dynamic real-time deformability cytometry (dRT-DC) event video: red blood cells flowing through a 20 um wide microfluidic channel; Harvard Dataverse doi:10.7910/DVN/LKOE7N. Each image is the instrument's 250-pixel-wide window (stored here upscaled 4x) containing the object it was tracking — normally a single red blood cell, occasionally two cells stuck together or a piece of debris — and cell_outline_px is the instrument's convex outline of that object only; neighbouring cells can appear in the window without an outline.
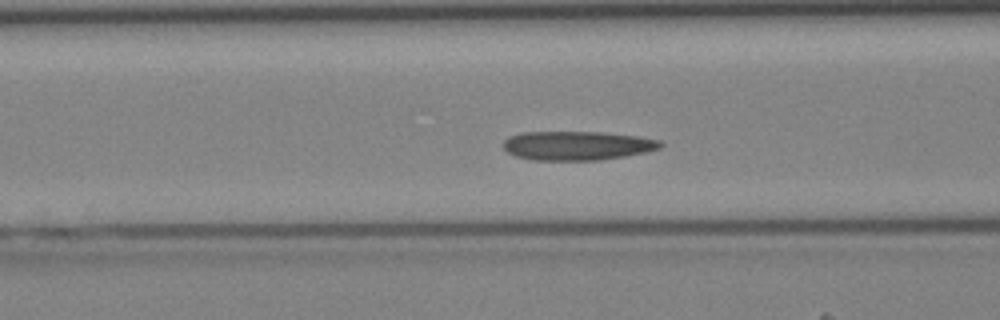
{"species": "Egyptian fruit bat (a non-hibernating species)", "species_latin": "Rousettus aegyptiacus", "temperature_condition": "cold", "stored_images_in_passage": 42, "camera_frame_rate_fps": 3000, "um_per_image_px": 0.085, "animal": {"sex": "female"}, "frame": {"image": 1, "passage_image": 17, "time_ms": 5.333, "image_size_px": [1000, 320], "cell_outline_px": [[664, 144], [660, 148], [648, 152], [600, 160], [532, 160], [516, 156], [508, 152], [504, 148], [504, 140], [508, 136], [524, 132], [604, 132], [636, 136], [660, 140]], "centroid_in_image_um": [49.08, 12.37], "position_along_channel_um": 117.5, "area_um2": 26.65}}
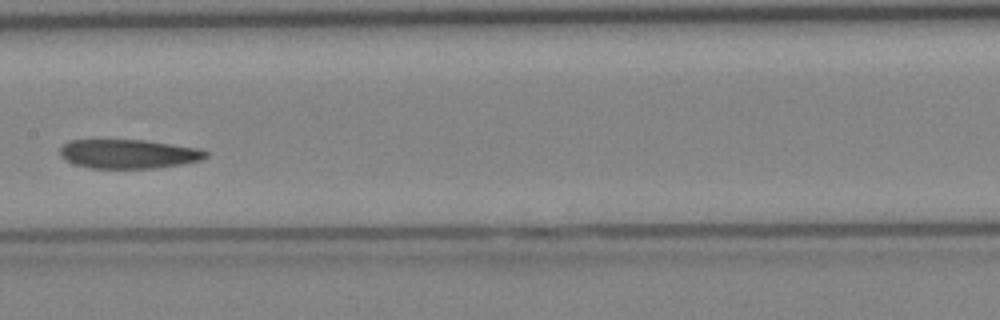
{"frame": {"image": 2, "passage_image": 22, "time_ms": 7.0, "image_size_px": [1000, 320], "cell_outline_px": [[208, 156], [200, 160], [180, 164], [156, 168], [88, 168], [64, 160], [60, 156], [60, 148], [68, 140], [144, 140], [200, 148], [208, 152]], "centroid_in_image_um": [10.91, 13.08], "position_along_channel_um": 196.5, "area_um2": 24.74}}
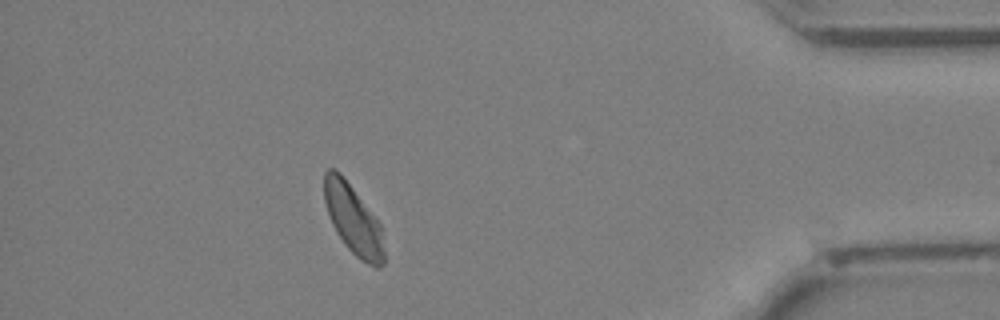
{"frame": {"image": 3, "passage_image": 38, "time_ms": 12.333, "image_size_px": [1000, 320], "cell_outline_px": [[384, 264], [380, 268], [376, 268], [360, 260], [344, 244], [336, 232], [332, 224], [324, 200], [324, 172], [328, 168], [336, 168], [340, 172], [380, 224], [384, 252]], "centroid_in_image_um": [30.0, 18.67], "position_along_channel_um": 405.2, "area_um2": 24.04}}